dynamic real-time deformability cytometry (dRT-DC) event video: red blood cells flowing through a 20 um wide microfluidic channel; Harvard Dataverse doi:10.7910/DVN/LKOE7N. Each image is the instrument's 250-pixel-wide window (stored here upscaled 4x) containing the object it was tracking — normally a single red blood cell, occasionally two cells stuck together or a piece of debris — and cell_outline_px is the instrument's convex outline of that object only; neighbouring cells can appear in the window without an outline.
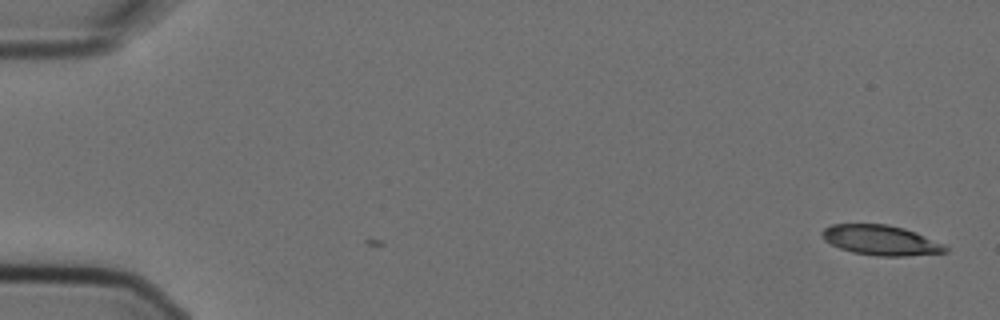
{"species": "Egyptian fruit bat (a non-hibernating species)", "species_latin": "Rousettus aegyptiacus", "temperature_condition": "cold", "stored_images_in_passage": 5, "camera_frame_rate_fps": 3000, "um_per_image_px": 0.085, "animal": {"sex": "female"}, "frame": {"image": 1, "passage_image": 1, "time_ms": 0.0, "image_size_px": [1000, 320], "cell_outline_px": [[948, 252], [904, 256], [876, 256], [852, 252], [840, 248], [824, 240], [820, 236], [820, 232], [824, 228], [832, 224], [888, 224], [904, 228], [916, 232], [944, 244], [948, 248]], "centroid_in_image_um": [74.86, 20.41], "position_along_channel_um": 10.1, "area_um2": 21.68}}
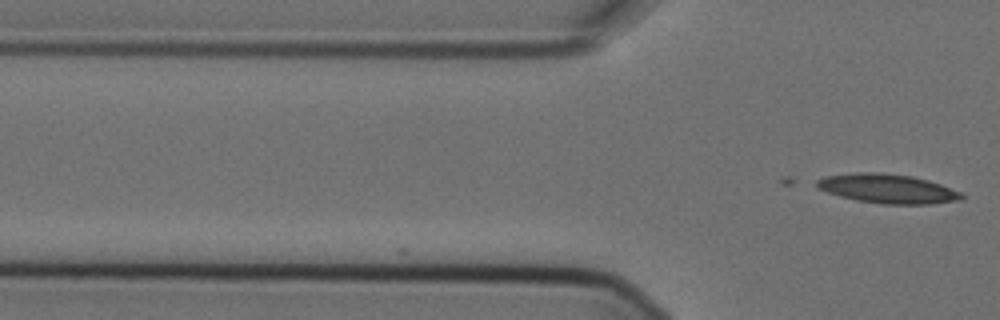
{"frame": {"image": 2, "passage_image": 5, "time_ms": 1.333, "image_size_px": [1000, 320], "cell_outline_px": [[964, 196], [960, 200], [932, 204], [880, 204], [856, 200], [840, 196], [816, 188], [816, 180], [824, 176], [860, 172], [880, 172], [912, 176], [928, 180], [940, 184], [960, 192]], "centroid_in_image_um": [75.42, 16.04], "position_along_channel_um": 50.4, "area_um2": 24.68}}